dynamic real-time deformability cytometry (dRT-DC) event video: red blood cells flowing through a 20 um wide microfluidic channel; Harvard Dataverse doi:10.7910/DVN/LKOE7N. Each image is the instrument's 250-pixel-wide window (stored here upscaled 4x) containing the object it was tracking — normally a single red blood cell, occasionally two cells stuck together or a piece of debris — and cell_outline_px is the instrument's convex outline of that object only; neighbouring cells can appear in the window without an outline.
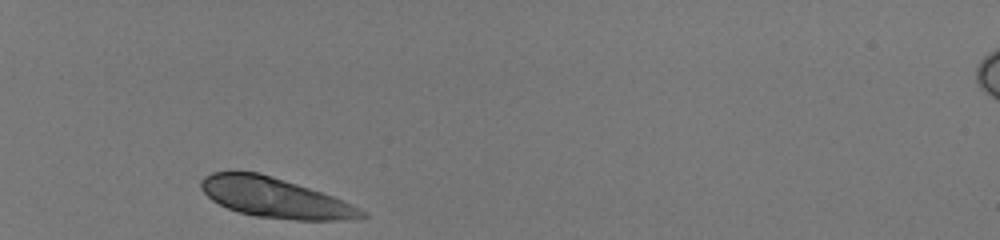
{"species": "human", "species_latin": "Homo sapiens", "temperature_condition": "room temperature", "stored_images_in_passage": 30, "camera_frame_rate_fps": 3000, "um_per_image_px": 0.085, "donor": {"sex": "male"}, "frame": {"image": 1, "passage_image": 1, "time_ms": 0.0, "image_size_px": [1000, 240], "cell_outline_px": [[348, 216], [324, 220], [304, 220], [260, 216], [240, 212], [228, 208], [220, 204], [208, 196], [204, 192], [200, 184], [208, 176], [216, 172], [256, 172], [328, 196], [344, 204]], "centroid_in_image_um": [22.95, 16.76], "position_along_channel_um": 62.0, "area_um2": 33.23}}
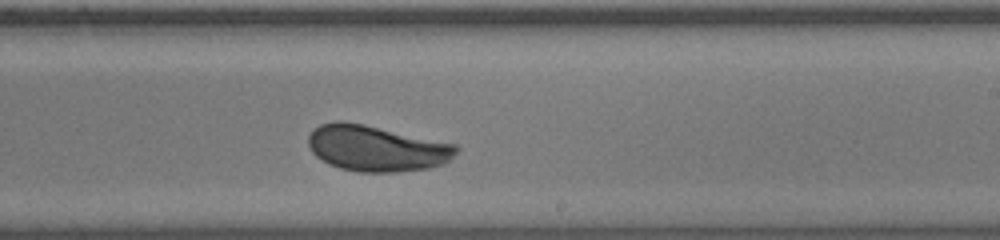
{"frame": {"image": 2, "passage_image": 18, "time_ms": 5.667, "image_size_px": [1000, 240], "cell_outline_px": [[456, 148], [444, 160], [436, 164], [420, 168], [380, 172], [372, 172], [344, 168], [332, 164], [324, 160], [312, 148], [308, 140], [312, 132], [316, 128], [324, 124], [360, 124], [448, 144]], "centroid_in_image_um": [31.9, 12.62], "position_along_channel_um": 257.1, "area_um2": 35.78}}
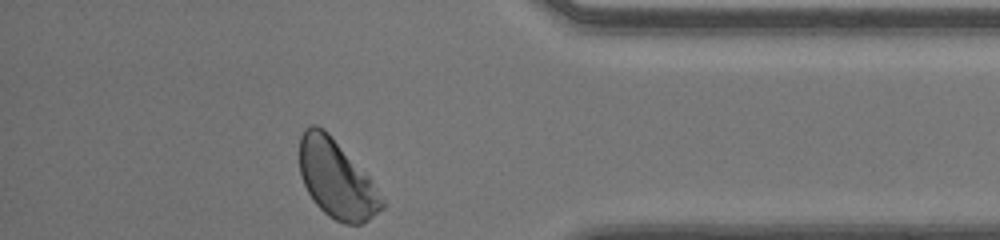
{"frame": {"image": 3, "passage_image": 30, "time_ms": 9.667, "image_size_px": [1000, 240], "cell_outline_px": [[384, 204], [380, 208], [360, 224], [348, 224], [336, 220], [324, 212], [320, 208], [308, 192], [304, 184], [300, 172], [300, 140], [304, 132], [308, 128], [320, 128], [336, 144], [368, 180]], "centroid_in_image_um": [28.52, 15.3], "position_along_channel_um": 406.7, "area_um2": 34.39}, "authors_computed_cell_mechanics": {"area_um2": 35.7493, "velocity_mm_per_s": 4.0403, "shape_relaxation_time_tau1_ms": 3.3664, "shape_relaxation_time_tau2_ms": null, "deformation_change_tau1": 0.112, "deformation_change_tau2": null}}